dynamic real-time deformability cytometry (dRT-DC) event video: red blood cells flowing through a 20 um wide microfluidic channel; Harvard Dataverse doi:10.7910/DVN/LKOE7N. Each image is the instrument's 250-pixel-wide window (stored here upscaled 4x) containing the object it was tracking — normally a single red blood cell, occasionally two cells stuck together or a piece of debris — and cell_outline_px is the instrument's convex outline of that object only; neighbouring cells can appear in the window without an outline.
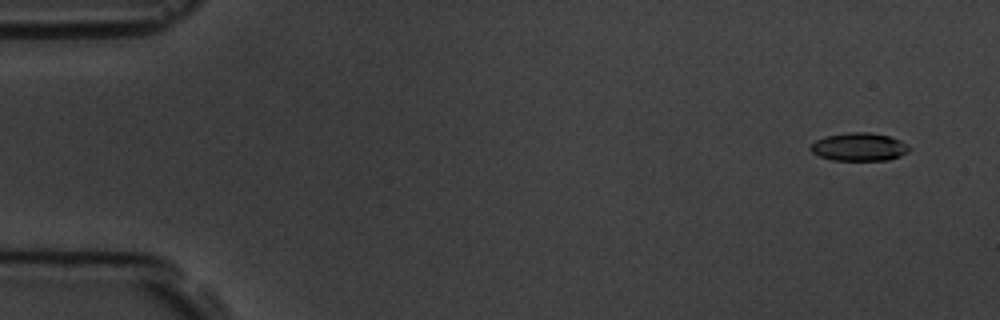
{"species": "common noctule bat (a hibernating species)", "species_latin": "Nyctalus noctula", "temperature_condition": "room temperature", "stored_images_in_passage": 6, "camera_frame_rate_fps": 3000, "um_per_image_px": 0.085, "animal": {"sex": "male", "body_mass_g": 19.5, "forearm_length_mm": 54.6}, "frame": {"image": 1, "passage_image": 1, "time_ms": 0.0, "image_size_px": [1000, 320], "cell_outline_px": [[912, 148], [908, 152], [900, 156], [888, 160], [832, 160], [820, 156], [812, 152], [808, 148], [816, 140], [824, 136], [848, 132], [868, 132], [888, 136], [900, 140], [908, 144]], "centroid_in_image_um": [73.03, 12.48], "position_along_channel_um": 12.0, "area_um2": 16.24}}
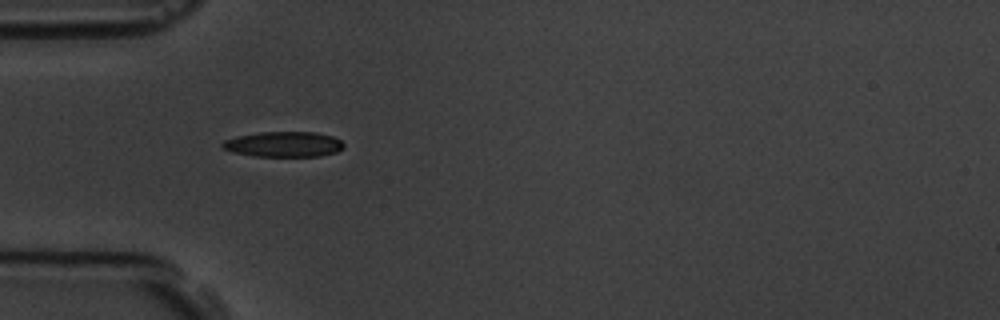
{"frame": {"image": 2, "passage_image": 5, "time_ms": 4.667, "image_size_px": [1000, 320], "cell_outline_px": [[344, 148], [336, 152], [320, 156], [252, 156], [232, 152], [220, 148], [220, 144], [224, 140], [236, 136], [260, 132], [316, 132], [332, 136], [340, 140], [344, 144]], "centroid_in_image_um": [24.07, 12.26], "position_along_channel_um": 60.9, "area_um2": 18.09}}
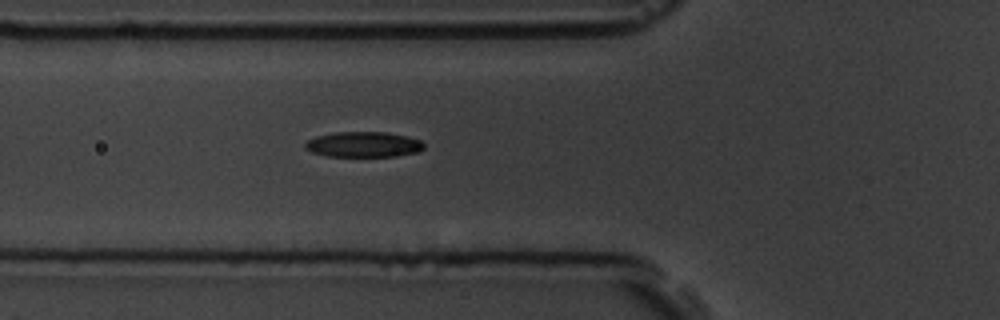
{"frame": {"image": 3, "passage_image": 6, "time_ms": 5.667, "image_size_px": [1000, 320], "cell_outline_px": [[424, 148], [420, 152], [396, 156], [328, 156], [312, 152], [304, 148], [304, 144], [308, 140], [316, 136], [336, 132], [384, 132], [408, 136], [420, 140], [424, 144]], "centroid_in_image_um": [30.92, 12.28], "position_along_channel_um": 94.9, "area_um2": 17.63}}